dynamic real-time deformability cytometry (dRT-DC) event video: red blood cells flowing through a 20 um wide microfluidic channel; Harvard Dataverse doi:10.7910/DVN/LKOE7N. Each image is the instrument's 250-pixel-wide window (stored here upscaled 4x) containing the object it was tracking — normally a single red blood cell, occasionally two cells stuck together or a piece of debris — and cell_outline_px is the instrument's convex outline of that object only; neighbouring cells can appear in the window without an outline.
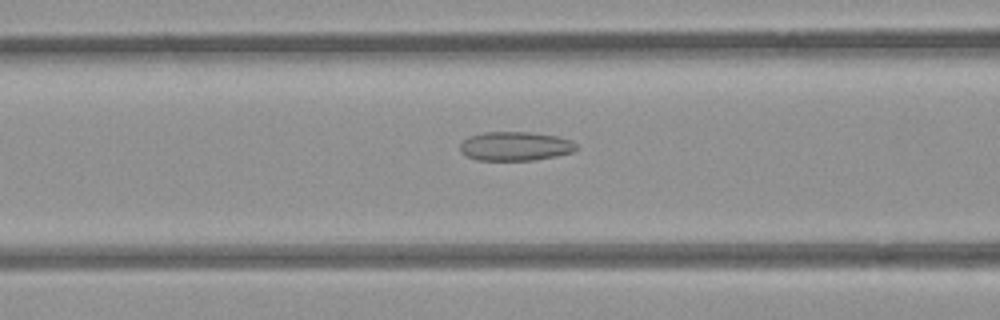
{"species": "common noctule bat (a hibernating species)", "species_latin": "Nyctalus noctula", "temperature_condition": "room temperature", "stored_images_in_passage": 54, "camera_frame_rate_fps": 3000, "um_per_image_px": 0.085, "animal": {"sex": "female", "body_mass_g": 21.9}, "frame": {"image": 1, "passage_image": 22, "time_ms": 7.0, "image_size_px": [1000, 320], "cell_outline_px": [[576, 148], [572, 152], [556, 156], [532, 160], [476, 160], [460, 152], [460, 144], [468, 136], [484, 132], [528, 132], [556, 136], [572, 140], [576, 144]], "centroid_in_image_um": [43.77, 12.42], "position_along_channel_um": 122.8, "area_um2": 19.59}}
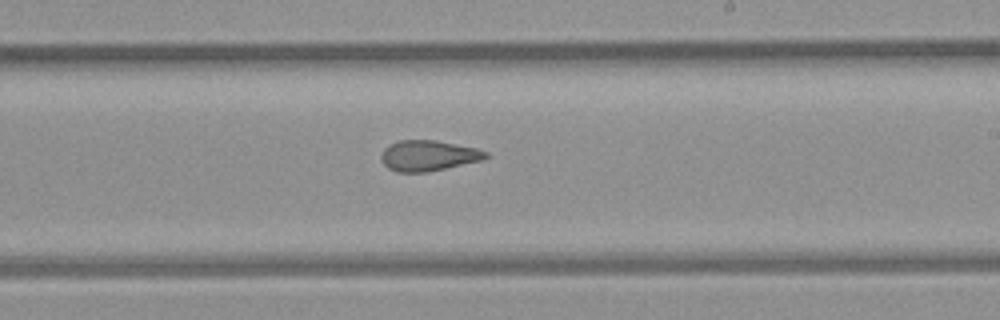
{"frame": {"image": 2, "passage_image": 32, "time_ms": 10.333, "image_size_px": [1000, 320], "cell_outline_px": [[488, 156], [480, 160], [428, 172], [396, 172], [388, 168], [380, 160], [380, 156], [384, 148], [388, 144], [400, 140], [436, 140], [476, 148], [488, 152]], "centroid_in_image_um": [36.35, 13.22], "position_along_channel_um": 252.6, "area_um2": 18.61}}
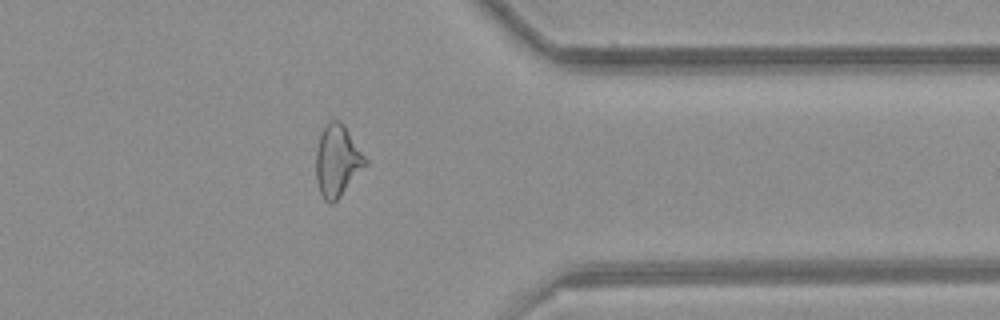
{"frame": {"image": 3, "passage_image": 43, "time_ms": 14.0, "image_size_px": [1000, 320], "cell_outline_px": [[368, 164], [340, 196], [332, 204], [328, 204], [324, 200], [320, 192], [316, 180], [316, 148], [320, 136], [324, 128], [332, 120], [340, 120], [344, 124], [368, 160]], "centroid_in_image_um": [28.68, 13.68], "position_along_channel_um": 382.7, "area_um2": 20.58}, "authors_computed_cell_mechanics": {"area_um2": 21.2704, "velocity_mm_per_s": 3.8937, "shape_relaxation_time_tau1_ms": null, "shape_relaxation_time_tau2_ms": 2.3738, "deformation_change_tau1": null, "deformation_change_tau2": 0.1094}}